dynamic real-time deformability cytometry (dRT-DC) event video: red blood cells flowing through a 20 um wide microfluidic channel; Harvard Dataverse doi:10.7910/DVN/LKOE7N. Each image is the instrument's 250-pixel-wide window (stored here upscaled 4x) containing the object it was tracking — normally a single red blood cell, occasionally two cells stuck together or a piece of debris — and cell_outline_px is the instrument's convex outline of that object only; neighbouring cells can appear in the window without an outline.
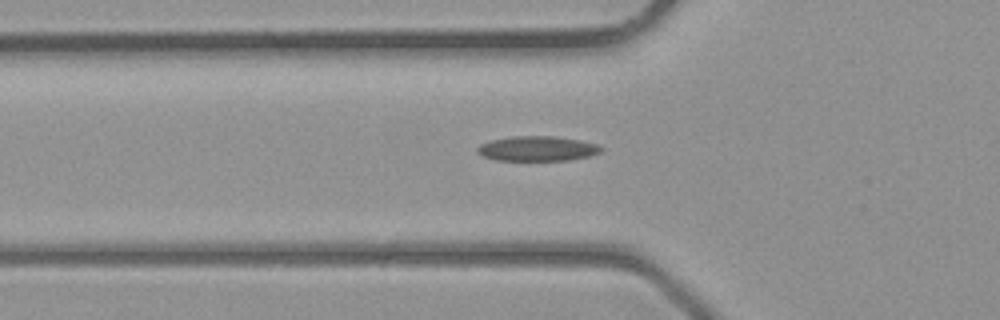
{"species": "common noctule bat (a hibernating species)", "species_latin": "Nyctalus noctula", "temperature_condition": "room temperature", "stored_images_in_passage": 26, "camera_frame_rate_fps": 3000, "um_per_image_px": 0.085, "animal": {"sex": "male", "body_mass_g": 23.1, "forearm_length_mm": 52.7}, "frame": {"image": 1, "passage_image": 5, "time_ms": 1.333, "image_size_px": [1000, 320], "cell_outline_px": [[604, 148], [600, 152], [588, 156], [568, 160], [496, 160], [484, 156], [476, 152], [476, 148], [480, 144], [492, 140], [512, 136], [552, 136], [580, 140], [596, 144]], "centroid_in_image_um": [45.66, 12.63], "position_along_channel_um": 80.1, "area_um2": 17.8}}
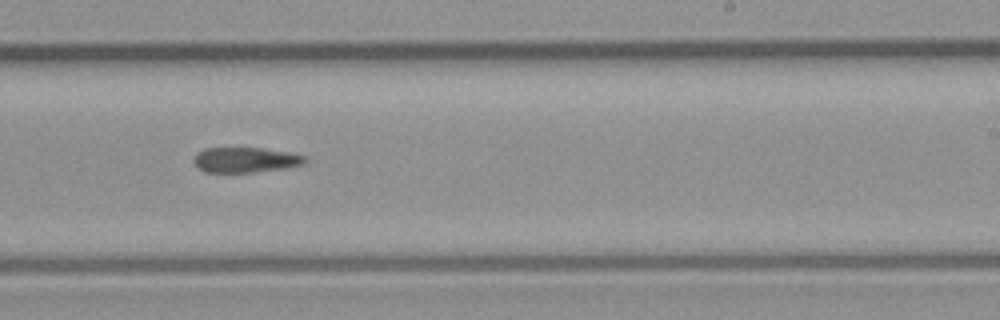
{"frame": {"image": 2, "passage_image": 16, "time_ms": 5.0, "image_size_px": [1000, 320], "cell_outline_px": [[308, 160], [304, 164], [284, 168], [252, 172], [204, 172], [196, 168], [192, 160], [192, 156], [196, 152], [204, 148], [264, 148], [292, 152], [304, 156]], "centroid_in_image_um": [20.81, 13.58], "position_along_channel_um": 268.2, "area_um2": 16.65}}
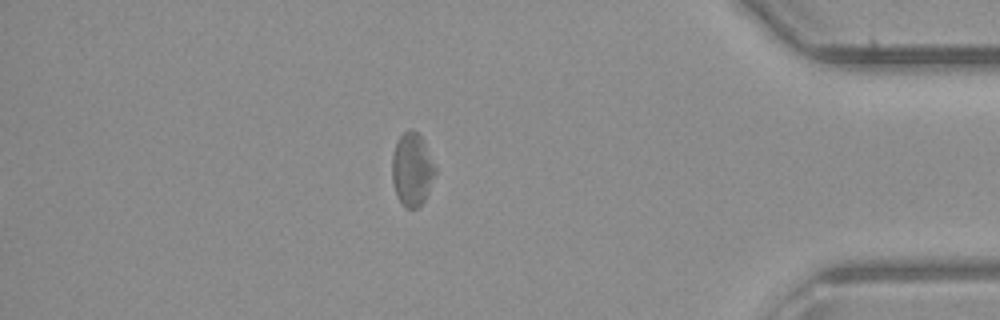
{"frame": {"image": 3, "passage_image": 26, "time_ms": 8.333, "image_size_px": [1000, 320], "cell_outline_px": [[436, 172], [424, 200], [416, 208], [404, 208], [396, 196], [392, 180], [392, 156], [396, 140], [408, 128], [412, 128], [420, 136], [436, 168]], "centroid_in_image_um": [34.99, 14.4], "position_along_channel_um": 400.2, "area_um2": 18.26}}